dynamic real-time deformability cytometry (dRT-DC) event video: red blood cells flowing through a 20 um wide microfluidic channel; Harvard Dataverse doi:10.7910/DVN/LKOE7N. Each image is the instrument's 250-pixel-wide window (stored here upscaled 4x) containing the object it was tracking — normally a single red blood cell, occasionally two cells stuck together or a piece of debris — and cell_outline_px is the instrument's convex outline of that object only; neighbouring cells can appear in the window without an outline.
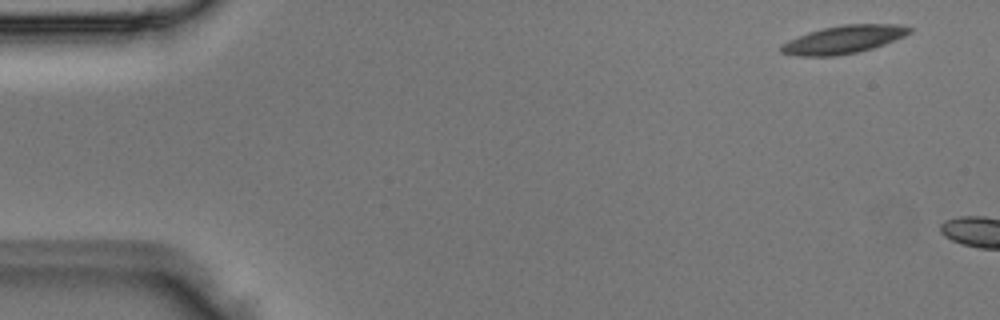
{"species": "Egyptian fruit bat (a non-hibernating species)", "species_latin": "Rousettus aegyptiacus", "temperature_condition": "room temperature", "stored_images_in_passage": 2, "camera_frame_rate_fps": 3000, "um_per_image_px": 0.085, "animal": {"sex": "male"}, "frame": {"image": 1, "passage_image": 1, "time_ms": 0.0, "image_size_px": [1000, 320], "cell_outline_px": [[912, 32], [904, 36], [884, 44], [872, 48], [856, 52], [836, 56], [796, 56], [780, 52], [780, 44], [808, 32], [824, 28], [844, 24], [900, 24], [912, 28]], "centroid_in_image_um": [71.7, 3.36], "position_along_channel_um": 13.3, "area_um2": 20.87}}